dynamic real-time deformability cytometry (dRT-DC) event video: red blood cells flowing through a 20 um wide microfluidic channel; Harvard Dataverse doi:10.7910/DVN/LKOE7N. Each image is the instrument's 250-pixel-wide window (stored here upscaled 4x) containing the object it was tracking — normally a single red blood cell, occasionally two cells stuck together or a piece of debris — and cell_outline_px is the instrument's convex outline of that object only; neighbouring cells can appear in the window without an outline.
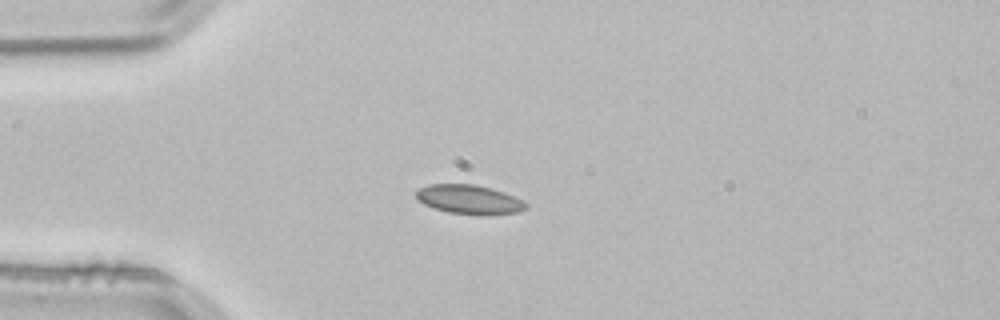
{"species": "common noctule bat (a hibernating species)", "species_latin": "Nyctalus noctula", "temperature_condition": "room temperature", "stored_images_in_passage": 4, "camera_frame_rate_fps": 3000, "um_per_image_px": 0.085, "animal": {"sex": "male", "body_mass_g": 21.5, "forearm_length_mm": 52.0}, "frame": {"image": 1, "passage_image": 4, "time_ms": 1.0, "image_size_px": [1000, 320], "cell_outline_px": [[528, 208], [520, 212], [480, 216], [448, 212], [424, 204], [416, 196], [416, 192], [420, 188], [428, 184], [472, 184], [492, 188], [504, 192], [524, 200], [528, 204]], "centroid_in_image_um": [39.96, 16.97], "position_along_channel_um": 45.0, "area_um2": 18.84}}